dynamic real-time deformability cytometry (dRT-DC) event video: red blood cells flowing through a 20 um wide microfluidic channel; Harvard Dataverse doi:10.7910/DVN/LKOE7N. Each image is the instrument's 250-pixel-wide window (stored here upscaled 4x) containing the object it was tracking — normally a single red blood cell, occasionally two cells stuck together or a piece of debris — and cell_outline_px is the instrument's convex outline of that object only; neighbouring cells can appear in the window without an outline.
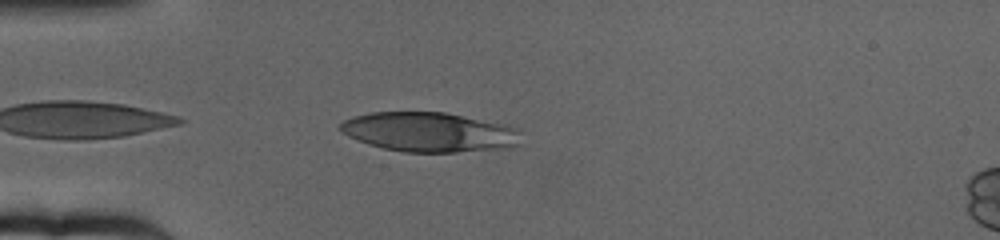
{"species": "human", "species_latin": "Homo sapiens", "temperature_condition": "cold", "stored_images_in_passage": 32, "camera_frame_rate_fps": 3000, "um_per_image_px": 0.085, "donor": {"sex": "female"}, "frame": {"image": 1, "passage_image": 3, "time_ms": 0.667, "image_size_px": [1000, 240], "cell_outline_px": [[520, 144], [508, 148], [456, 152], [404, 152], [384, 148], [368, 144], [348, 136], [340, 132], [340, 124], [344, 120], [356, 116], [372, 112], [444, 112], [504, 124], [516, 128]], "centroid_in_image_um": [36.47, 11.23], "position_along_channel_um": 48.5, "area_um2": 41.44}}
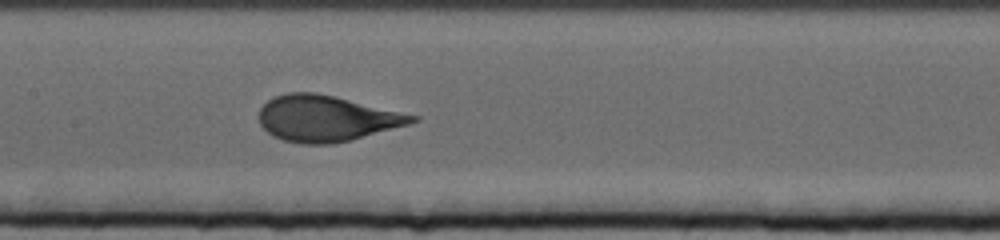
{"frame": {"image": 2, "passage_image": 17, "time_ms": 5.333, "image_size_px": [1000, 240], "cell_outline_px": [[420, 120], [408, 124], [352, 140], [332, 144], [300, 144], [284, 140], [272, 136], [260, 124], [260, 108], [272, 96], [288, 92], [316, 92], [420, 116]], "centroid_in_image_um": [27.74, 10.07], "position_along_channel_um": 179.7, "area_um2": 40.98}}
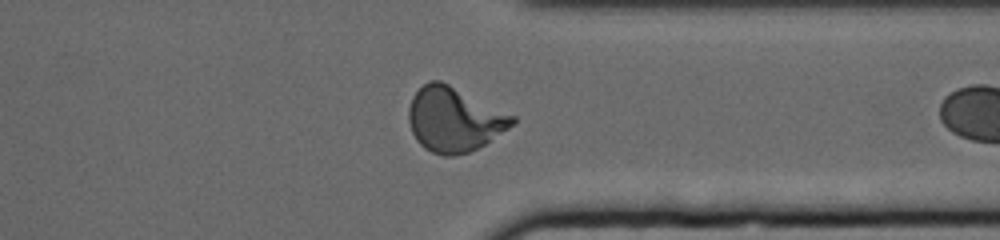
{"frame": {"image": 3, "passage_image": 31, "time_ms": 10.0, "image_size_px": [1000, 240], "cell_outline_px": [[516, 120], [508, 128], [484, 144], [468, 152], [456, 156], [444, 156], [432, 152], [424, 148], [416, 140], [412, 132], [408, 120], [408, 108], [412, 96], [428, 80], [440, 80], [516, 116]], "centroid_in_image_um": [38.57, 10.15], "position_along_channel_um": 372.8, "area_um2": 38.78}}